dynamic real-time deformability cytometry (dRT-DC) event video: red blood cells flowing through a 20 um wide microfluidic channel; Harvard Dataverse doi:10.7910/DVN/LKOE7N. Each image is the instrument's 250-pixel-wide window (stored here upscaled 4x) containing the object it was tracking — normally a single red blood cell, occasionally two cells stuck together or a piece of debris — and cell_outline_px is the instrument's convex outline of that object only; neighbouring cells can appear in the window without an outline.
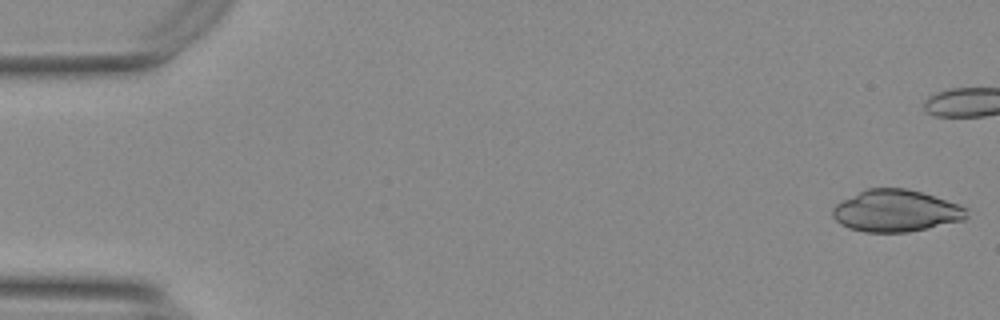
{"species": "Egyptian fruit bat (a non-hibernating species)", "species_latin": "Rousettus aegyptiacus", "temperature_condition": "warm", "stored_images_in_passage": 21, "camera_frame_rate_fps": 3000, "um_per_image_px": 0.085, "animal": {"sex": "female"}, "frame": {"image": 1, "passage_image": 1, "time_ms": 0.0, "image_size_px": [1000, 320], "cell_outline_px": [[968, 216], [964, 220], [908, 232], [864, 232], [848, 228], [840, 224], [832, 216], [832, 208], [836, 204], [868, 188], [908, 188], [968, 208]], "centroid_in_image_um": [76.14, 17.93], "position_along_channel_um": 8.9, "area_um2": 32.43}}